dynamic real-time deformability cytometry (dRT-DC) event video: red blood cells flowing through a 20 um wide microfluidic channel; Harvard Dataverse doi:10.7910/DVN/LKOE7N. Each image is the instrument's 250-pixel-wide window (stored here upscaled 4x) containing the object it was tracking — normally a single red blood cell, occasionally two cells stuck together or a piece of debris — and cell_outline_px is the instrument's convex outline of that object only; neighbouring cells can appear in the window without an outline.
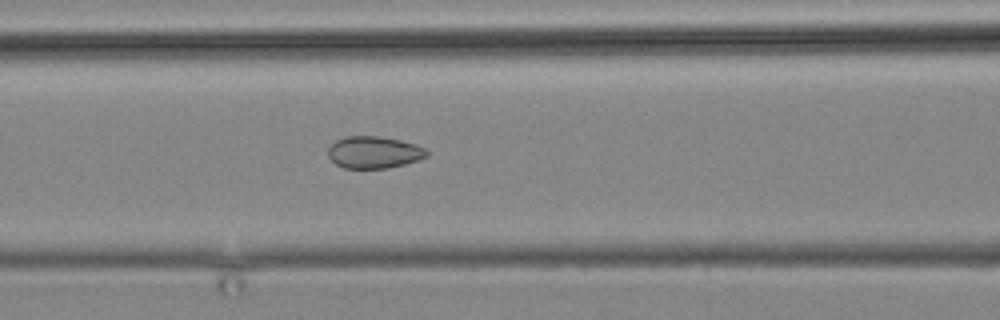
{"species": "common noctule bat (a hibernating species)", "species_latin": "Nyctalus noctula", "temperature_condition": "cold", "stored_images_in_passage": 3, "camera_frame_rate_fps": 3000, "um_per_image_px": 0.085, "animal": {"sex": "male", "body_mass_g": 19.2, "forearm_length_mm": 51.8}, "frame": {"image": 1, "passage_image": 3, "time_ms": 2.333, "image_size_px": [1000, 320], "cell_outline_px": [[428, 156], [404, 164], [388, 168], [344, 168], [336, 164], [328, 156], [328, 148], [336, 140], [348, 136], [380, 136], [400, 140], [416, 144], [424, 148], [428, 152]], "centroid_in_image_um": [31.78, 12.94], "position_along_channel_um": 134.8, "area_um2": 18.32}}